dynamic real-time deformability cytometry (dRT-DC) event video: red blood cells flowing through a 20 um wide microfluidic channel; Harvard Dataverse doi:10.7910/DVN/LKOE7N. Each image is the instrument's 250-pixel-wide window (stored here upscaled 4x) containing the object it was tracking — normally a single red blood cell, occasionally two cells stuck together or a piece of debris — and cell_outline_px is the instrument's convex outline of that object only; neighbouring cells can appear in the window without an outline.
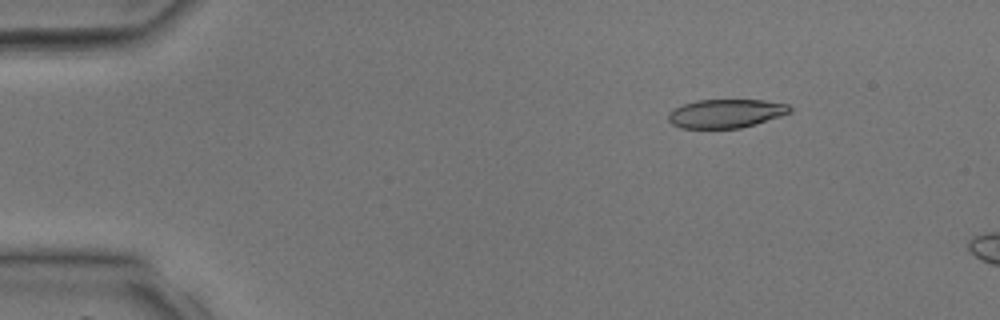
{"species": "common noctule bat (a hibernating species)", "species_latin": "Nyctalus noctula", "temperature_condition": "room temperature", "stored_images_in_passage": 5, "camera_frame_rate_fps": 3000, "um_per_image_px": 0.085, "animal": {"sex": "male", "body_mass_g": 17.9, "forearm_length_mm": 54.2}, "frame": {"image": 1, "passage_image": 1, "time_ms": 0.0, "image_size_px": [1000, 320], "cell_outline_px": [[792, 112], [756, 124], [740, 128], [680, 128], [672, 124], [668, 120], [668, 112], [684, 104], [696, 100], [764, 100], [788, 104], [792, 108]], "centroid_in_image_um": [61.71, 9.65], "position_along_channel_um": 23.3, "area_um2": 20.35}}